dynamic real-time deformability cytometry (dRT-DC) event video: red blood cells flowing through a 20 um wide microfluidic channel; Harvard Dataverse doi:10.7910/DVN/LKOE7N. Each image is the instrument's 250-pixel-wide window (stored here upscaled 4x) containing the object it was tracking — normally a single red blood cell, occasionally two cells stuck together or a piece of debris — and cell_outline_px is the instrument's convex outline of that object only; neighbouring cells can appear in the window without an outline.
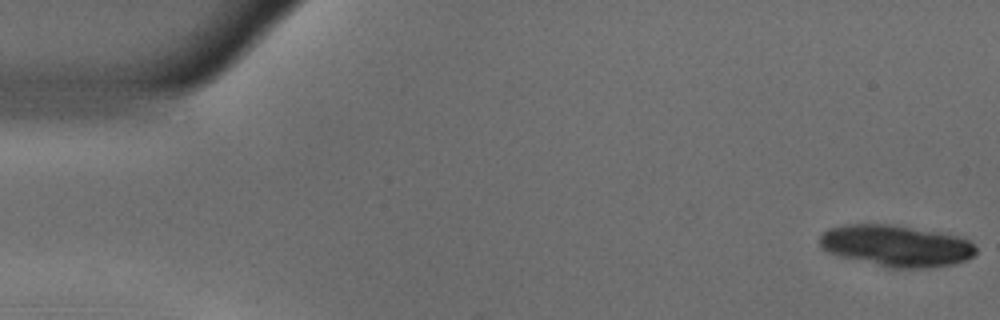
{"species": "common noctule bat (a hibernating species)", "species_latin": "Nyctalus noctula", "temperature_condition": "warm", "stored_images_in_passage": 19, "camera_frame_rate_fps": 3000, "um_per_image_px": 0.085, "animal": {"sex": "male", "body_mass_g": 18.8}, "frame": {"image": 1, "passage_image": 1, "time_ms": 0.0, "image_size_px": [1000, 320], "cell_outline_px": [[976, 252], [972, 256], [956, 264], [932, 268], [884, 268], [840, 256], [828, 252], [820, 248], [820, 236], [828, 228], [848, 224], [888, 224], [936, 232], [956, 236], [968, 240], [976, 248]], "centroid_in_image_um": [76.14, 20.91], "position_along_channel_um": 8.9, "area_um2": 37.8}}
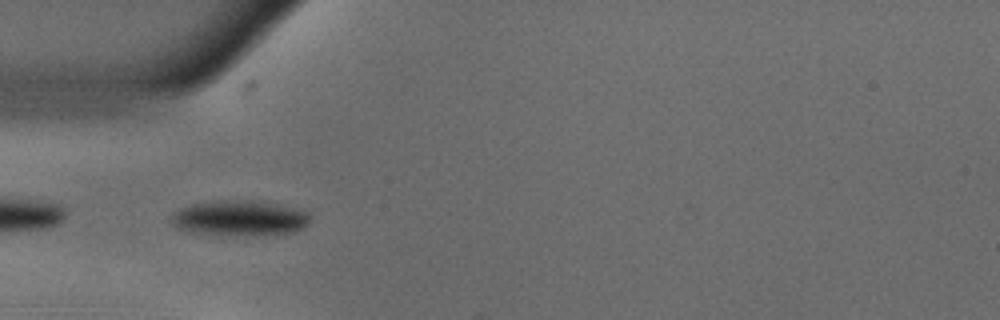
{"frame": {"image": 2, "passage_image": 17, "time_ms": 5.333, "image_size_px": [1000, 320], "cell_outline_px": [[308, 224], [304, 228], [296, 232], [256, 236], [236, 236], [188, 232], [176, 228], [172, 224], [172, 212], [180, 208], [192, 204], [220, 200], [264, 200], [296, 208], [308, 212]], "centroid_in_image_um": [20.39, 18.55], "position_along_channel_um": 64.6, "area_um2": 29.36}}